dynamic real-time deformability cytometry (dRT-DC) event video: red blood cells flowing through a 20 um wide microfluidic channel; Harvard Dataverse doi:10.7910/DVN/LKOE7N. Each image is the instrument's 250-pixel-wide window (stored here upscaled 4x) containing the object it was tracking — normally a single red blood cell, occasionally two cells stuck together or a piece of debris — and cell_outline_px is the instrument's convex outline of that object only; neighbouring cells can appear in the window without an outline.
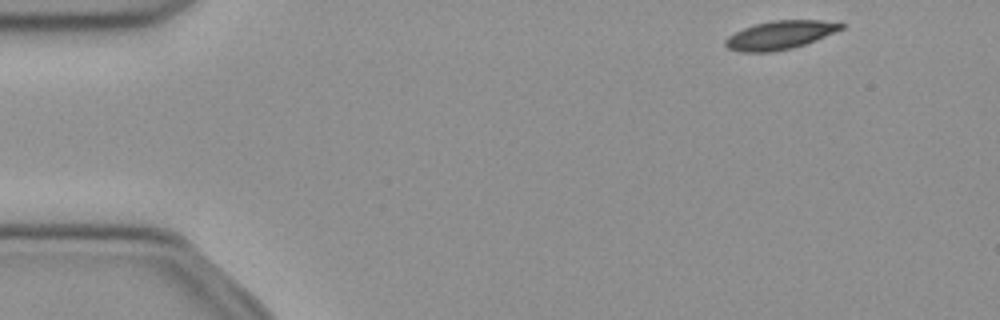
{"species": "common noctule bat (a hibernating species)", "species_latin": "Nyctalus noctula", "temperature_condition": "cold", "stored_images_in_passage": 48, "camera_frame_rate_fps": 3000, "um_per_image_px": 0.085, "animal": {"sex": "female", "body_mass_g": 21.9}, "frame": {"image": 1, "passage_image": 1, "time_ms": 0.0, "image_size_px": [1000, 320], "cell_outline_px": [[844, 28], [816, 40], [792, 48], [772, 52], [740, 52], [728, 48], [724, 44], [724, 40], [728, 36], [744, 28], [756, 24], [772, 20], [820, 20], [844, 24]], "centroid_in_image_um": [66.28, 2.98], "position_along_channel_um": 18.7, "area_um2": 19.07}}
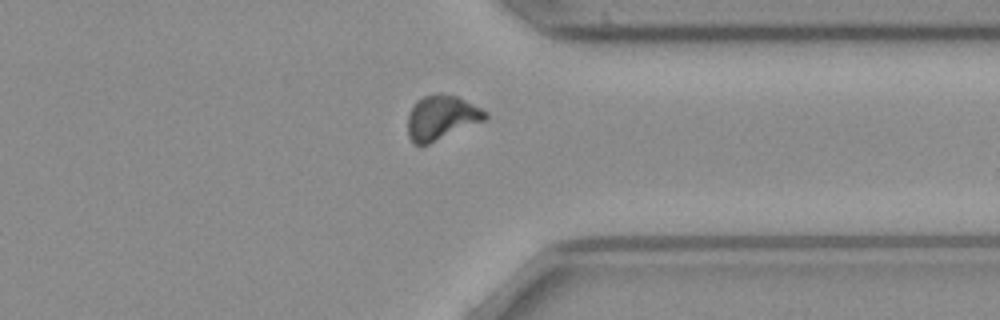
{"frame": {"image": 2, "passage_image": 36, "time_ms": 11.667, "image_size_px": [1000, 320], "cell_outline_px": [[488, 120], [428, 144], [412, 144], [408, 136], [408, 116], [416, 100], [424, 96], [436, 92], [440, 92], [456, 96], [488, 112]], "centroid_in_image_um": [37.54, 9.99], "position_along_channel_um": 373.9, "area_um2": 20.29}}
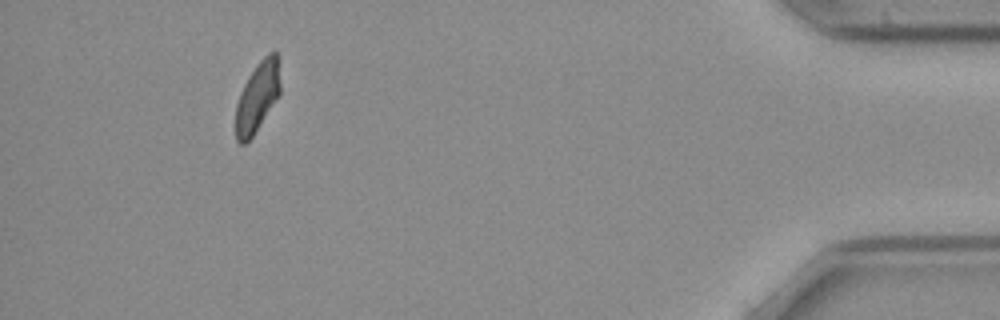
{"frame": {"image": 3, "passage_image": 44, "time_ms": 14.333, "image_size_px": [1000, 320], "cell_outline_px": [[280, 92], [252, 136], [244, 144], [240, 144], [236, 140], [236, 104], [240, 92], [248, 76], [256, 64], [268, 52], [276, 52], [280, 84]], "centroid_in_image_um": [21.85, 8.22], "position_along_channel_um": 413.4, "area_um2": 17.69}, "authors_computed_cell_mechanics": {"area_um2": 19.941, "velocity_mm_per_s": 3.887, "shape_relaxation_time_tau1_ms": 6.8478, "shape_relaxation_time_tau2_ms": null, "deformation_change_tau1": 0.1416, "deformation_change_tau2": null}}